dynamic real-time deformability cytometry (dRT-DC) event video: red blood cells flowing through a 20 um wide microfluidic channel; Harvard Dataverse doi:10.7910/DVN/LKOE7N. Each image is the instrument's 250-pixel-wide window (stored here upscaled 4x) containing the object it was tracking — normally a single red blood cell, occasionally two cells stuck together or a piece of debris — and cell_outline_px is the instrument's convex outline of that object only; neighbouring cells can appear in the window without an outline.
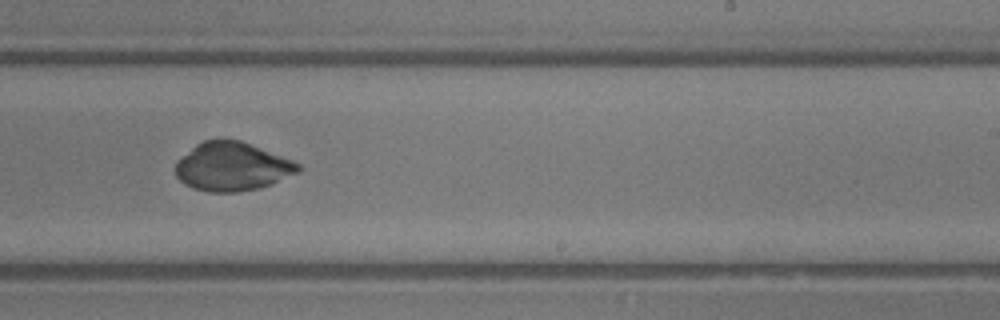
{"species": "common noctule bat (a hibernating species)", "species_latin": "Nyctalus noctula", "temperature_condition": "room temperature", "stored_images_in_passage": 31, "camera_frame_rate_fps": 3000, "um_per_image_px": 0.085, "animal": {"sex": "male", "body_mass_g": 13.3}, "frame": {"image": 1, "passage_image": 28, "time_ms": 9.0, "image_size_px": [1000, 320], "cell_outline_px": [[304, 168], [300, 172], [272, 184], [256, 188], [236, 192], [208, 192], [192, 188], [184, 184], [176, 176], [176, 160], [196, 144], [204, 140], [240, 140], [292, 160], [300, 164]], "centroid_in_image_um": [19.74, 14.17], "position_along_channel_um": 269.3, "area_um2": 34.74}}
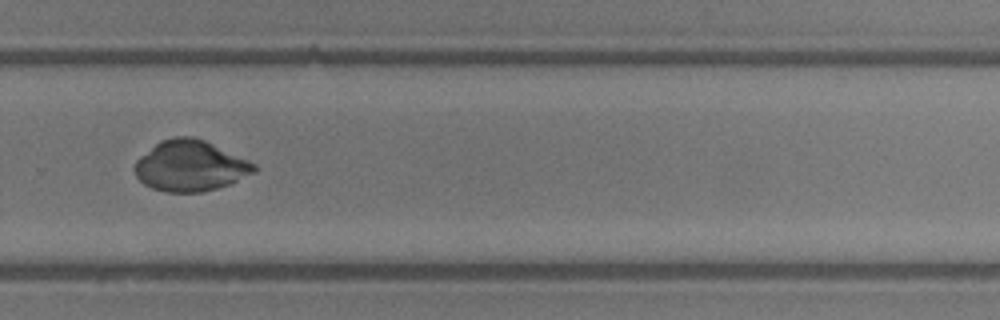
{"frame": {"image": 2, "passage_image": 31, "time_ms": 10.0, "image_size_px": [1000, 320], "cell_outline_px": [[256, 172], [228, 184], [216, 188], [200, 192], [164, 192], [152, 188], [144, 184], [136, 176], [136, 160], [140, 156], [160, 140], [176, 136], [192, 136], [204, 140], [248, 160], [256, 164]], "centroid_in_image_um": [16.16, 14.09], "position_along_channel_um": 313.6, "area_um2": 35.03}}